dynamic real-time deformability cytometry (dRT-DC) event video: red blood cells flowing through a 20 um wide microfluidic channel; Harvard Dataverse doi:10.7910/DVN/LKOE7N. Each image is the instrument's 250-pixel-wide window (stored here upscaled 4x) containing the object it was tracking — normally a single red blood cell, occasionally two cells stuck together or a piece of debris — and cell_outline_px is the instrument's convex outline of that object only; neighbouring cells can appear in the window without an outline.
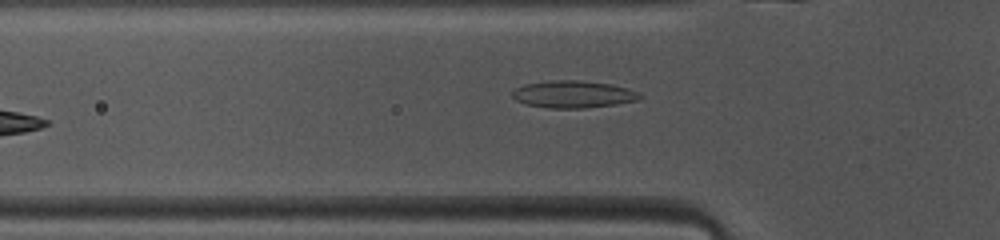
{"species": "common noctule bat (a hibernating species)", "species_latin": "Nyctalus noctula", "temperature_condition": "warm", "stored_images_in_passage": 34, "camera_frame_rate_fps": 3000, "um_per_image_px": 0.085, "animal": {"sex": "female", "body_mass_g": 10.0, "forearm_length_mm": 53.1}, "frame": {"image": 1, "passage_image": 5, "time_ms": 1.333, "image_size_px": [1000, 240], "cell_outline_px": [[644, 96], [640, 100], [616, 104], [584, 108], [548, 108], [528, 104], [516, 100], [512, 96], [512, 92], [516, 88], [524, 84], [552, 80], [580, 80], [612, 84], [628, 88]], "centroid_in_image_um": [48.75, 8.01], "position_along_channel_um": 77.0, "area_um2": 20.23}}
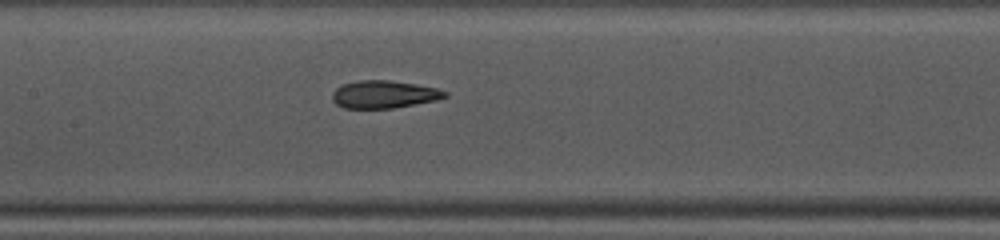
{"frame": {"image": 2, "passage_image": 12, "time_ms": 3.667, "image_size_px": [1000, 240], "cell_outline_px": [[448, 96], [436, 100], [392, 108], [344, 108], [336, 104], [332, 100], [332, 92], [336, 88], [344, 84], [360, 80], [388, 80], [416, 84], [436, 88], [448, 92]], "centroid_in_image_um": [32.63, 8.02], "position_along_channel_um": 174.8, "area_um2": 18.03}}
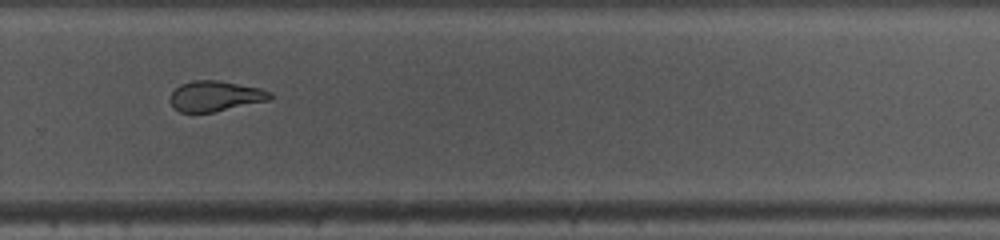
{"frame": {"image": 3, "passage_image": 22, "time_ms": 7.0, "image_size_px": [1000, 240], "cell_outline_px": [[272, 100], [212, 112], [180, 112], [172, 108], [168, 100], [172, 92], [180, 84], [192, 80], [216, 80], [260, 88], [272, 92]], "centroid_in_image_um": [18.28, 8.17], "position_along_channel_um": 311.5, "area_um2": 17.86}, "authors_computed_cell_mechanics": {"area_um2": 19.0451, "velocity_mm_per_s": 4.1219, "shape_relaxation_time_tau1_ms": 8.0336, "shape_relaxation_time_tau2_ms": 1.9023, "deformation_change_tau1": 0.1965, "deformation_change_tau2": 0.0933}}